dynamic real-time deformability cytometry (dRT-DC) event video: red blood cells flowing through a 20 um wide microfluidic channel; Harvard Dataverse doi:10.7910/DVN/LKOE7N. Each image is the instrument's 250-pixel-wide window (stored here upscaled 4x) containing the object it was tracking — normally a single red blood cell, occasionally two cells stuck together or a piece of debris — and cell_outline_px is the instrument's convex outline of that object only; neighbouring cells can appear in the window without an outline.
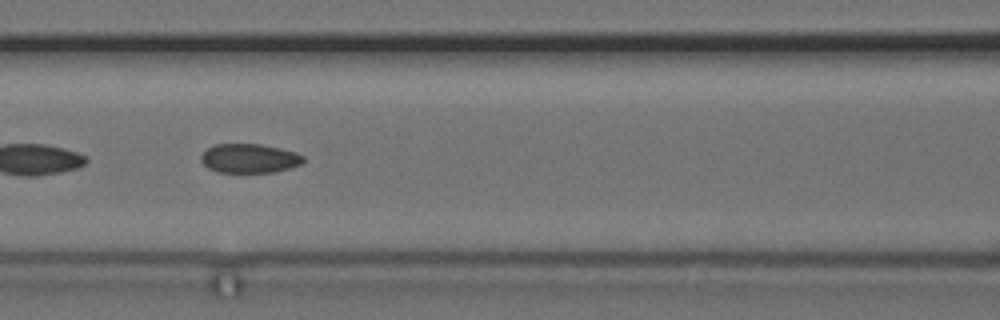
{"species": "common noctule bat (a hibernating species)", "species_latin": "Nyctalus noctula", "temperature_condition": "cold", "stored_images_in_passage": 17, "camera_frame_rate_fps": 3000, "um_per_image_px": 0.085, "animal": {"sex": "female", "body_mass_g": 24.6, "forearm_length_mm": 56.2}, "frame": {"image": 1, "passage_image": 10, "time_ms": 3.0, "image_size_px": [1000, 320], "cell_outline_px": [[304, 160], [300, 164], [276, 172], [216, 172], [208, 168], [200, 160], [200, 156], [208, 148], [216, 144], [260, 144], [280, 148], [296, 152], [304, 156]], "centroid_in_image_um": [21.19, 13.46], "position_along_channel_um": 145.4, "area_um2": 17.34}}